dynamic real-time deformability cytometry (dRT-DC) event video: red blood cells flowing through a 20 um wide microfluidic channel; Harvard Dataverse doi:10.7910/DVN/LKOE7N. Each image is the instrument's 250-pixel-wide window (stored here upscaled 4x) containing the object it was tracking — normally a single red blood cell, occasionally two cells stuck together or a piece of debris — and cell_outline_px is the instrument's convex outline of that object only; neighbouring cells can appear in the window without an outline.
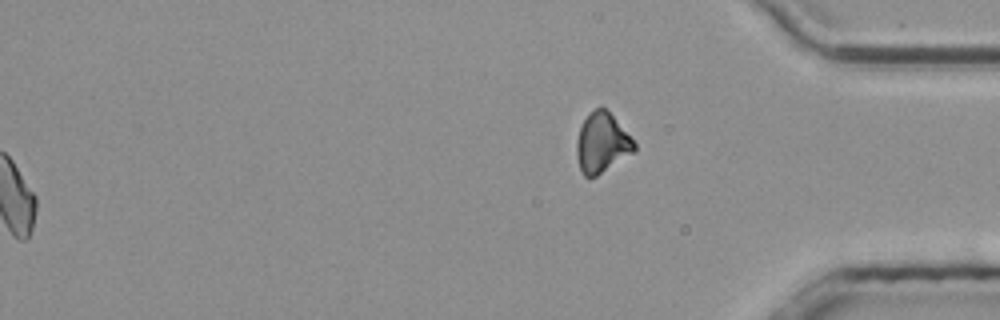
{"species": "common noctule bat (a hibernating species)", "species_latin": "Nyctalus noctula", "temperature_condition": "room temperature", "stored_images_in_passage": 42, "segment_of_instrument_passage": [2, 2], "camera_frame_rate_fps": 3000, "um_per_image_px": 0.085, "animal": {"sex": "male", "body_mass_g": 20.4}, "frame": {"image": 1, "passage_image": 42, "time_ms": 13.667, "image_size_px": [1000, 320], "cell_outline_px": [[636, 152], [596, 176], [584, 176], [580, 168], [576, 156], [576, 140], [580, 128], [588, 112], [600, 104], [612, 116], [636, 144]], "centroid_in_image_um": [51.15, 12.14], "position_along_channel_um": 384.1, "area_um2": 20.06}}